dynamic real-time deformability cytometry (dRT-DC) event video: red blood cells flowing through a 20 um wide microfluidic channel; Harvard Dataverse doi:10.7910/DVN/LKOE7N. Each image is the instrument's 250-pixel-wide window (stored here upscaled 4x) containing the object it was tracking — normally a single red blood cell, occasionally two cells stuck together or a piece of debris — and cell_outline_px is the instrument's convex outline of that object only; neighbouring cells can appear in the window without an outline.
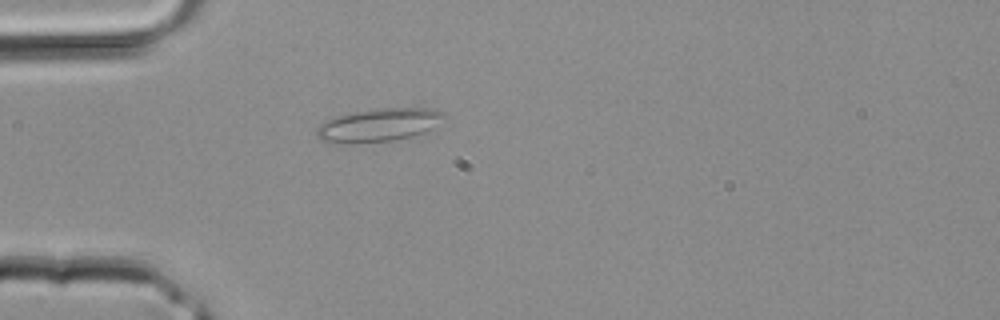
{"species": "common noctule bat (a hibernating species)", "species_latin": "Nyctalus noctula", "temperature_condition": "room temperature", "stored_images_in_passage": 23, "camera_frame_rate_fps": 3000, "um_per_image_px": 0.085, "animal": {"sex": "male", "body_mass_g": 20.4}, "frame": {"image": 1, "passage_image": 1, "time_ms": 0.0, "image_size_px": [1000, 320], "cell_outline_px": [[444, 116], [432, 128], [424, 132], [412, 136], [392, 140], [320, 140], [316, 136], [316, 128], [320, 124], [328, 120], [340, 116], [356, 112], [380, 108], [432, 108], [444, 112]], "centroid_in_image_um": [32.27, 10.57], "position_along_channel_um": 52.7, "area_um2": 23.18}}
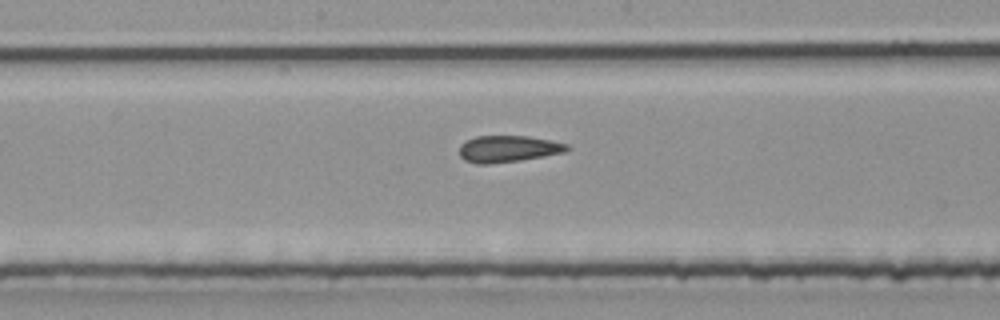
{"frame": {"image": 2, "passage_image": 10, "time_ms": 3.0, "image_size_px": [1000, 320], "cell_outline_px": [[568, 148], [564, 152], [544, 156], [520, 160], [488, 164], [476, 164], [464, 160], [460, 156], [460, 144], [476, 136], [528, 136], [568, 144]], "centroid_in_image_um": [43.15, 12.65], "position_along_channel_um": 205.1, "area_um2": 16.53}}
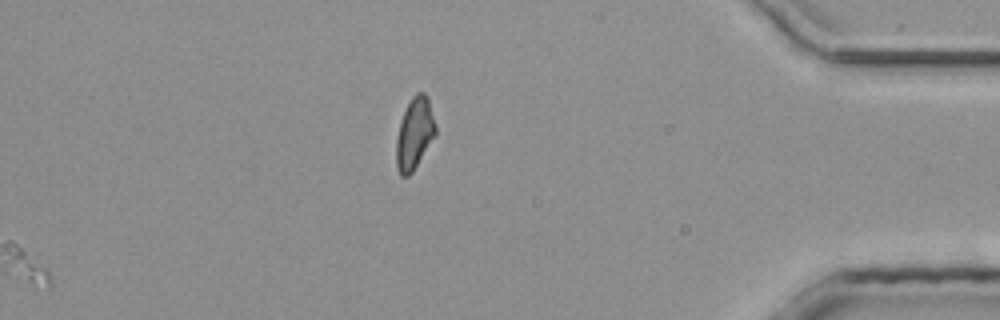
{"frame": {"image": 3, "passage_image": 23, "time_ms": 7.333, "image_size_px": [1000, 320], "cell_outline_px": [[436, 136], [412, 172], [408, 176], [400, 176], [396, 168], [396, 140], [400, 124], [404, 112], [412, 96], [416, 92], [424, 92], [428, 96], [436, 124]], "centroid_in_image_um": [35.25, 11.35], "position_along_channel_um": 399.9, "area_um2": 16.53}}